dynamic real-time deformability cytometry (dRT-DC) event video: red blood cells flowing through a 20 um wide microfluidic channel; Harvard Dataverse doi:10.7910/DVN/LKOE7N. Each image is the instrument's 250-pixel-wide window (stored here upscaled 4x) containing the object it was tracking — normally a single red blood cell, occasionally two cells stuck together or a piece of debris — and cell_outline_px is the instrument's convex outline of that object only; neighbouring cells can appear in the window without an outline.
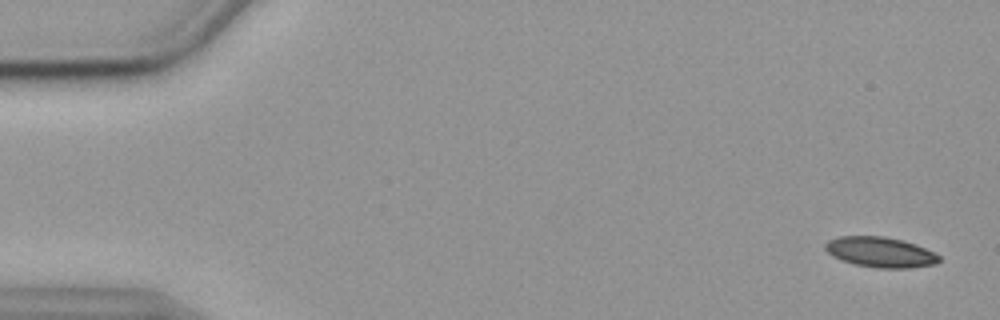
{"species": "common noctule bat (a hibernating species)", "species_latin": "Nyctalus noctula", "temperature_condition": "cold", "stored_images_in_passage": 57, "segment_of_instrument_passage": [1, 2], "camera_frame_rate_fps": 3000, "um_per_image_px": 0.085, "animal": {"sex": "female", "body_mass_g": 19.9}, "frame": {"image": 1, "passage_image": 2, "time_ms": 0.333, "image_size_px": [1000, 320], "cell_outline_px": [[940, 260], [936, 264], [908, 268], [876, 268], [856, 264], [840, 260], [832, 256], [824, 248], [824, 244], [828, 240], [840, 236], [884, 236], [900, 240], [936, 252], [940, 256]], "centroid_in_image_um": [74.81, 21.44], "position_along_channel_um": 10.2, "area_um2": 20.06}}
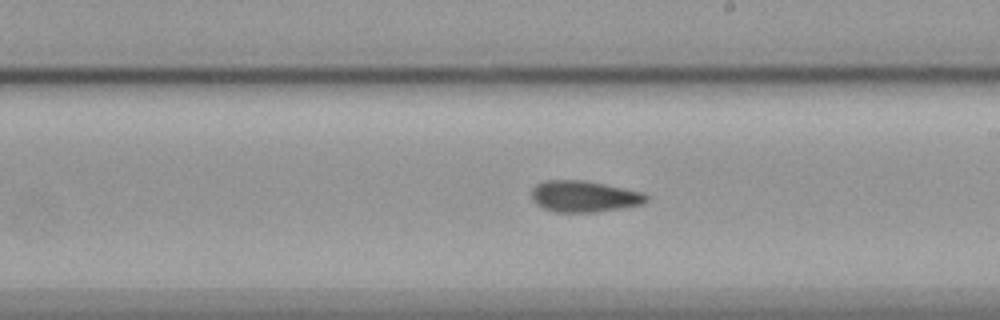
{"frame": {"image": 2, "passage_image": 32, "time_ms": 10.333, "image_size_px": [1000, 320], "cell_outline_px": [[648, 200], [640, 204], [620, 208], [596, 212], [552, 212], [536, 204], [532, 200], [532, 188], [536, 184], [544, 180], [584, 180], [644, 192], [648, 196]], "centroid_in_image_um": [49.62, 16.69], "position_along_channel_um": 239.4, "area_um2": 20.98}}
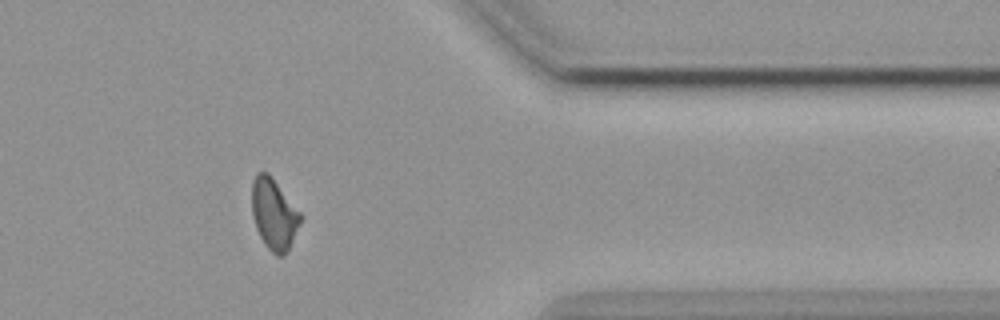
{"frame": {"image": 3, "passage_image": 46, "time_ms": 15.0, "image_size_px": [1000, 320], "cell_outline_px": [[304, 216], [284, 256], [276, 256], [264, 244], [256, 228], [252, 216], [252, 180], [256, 172], [268, 172]], "centroid_in_image_um": [23.28, 18.18], "position_along_channel_um": 388.1, "area_um2": 20.17}}